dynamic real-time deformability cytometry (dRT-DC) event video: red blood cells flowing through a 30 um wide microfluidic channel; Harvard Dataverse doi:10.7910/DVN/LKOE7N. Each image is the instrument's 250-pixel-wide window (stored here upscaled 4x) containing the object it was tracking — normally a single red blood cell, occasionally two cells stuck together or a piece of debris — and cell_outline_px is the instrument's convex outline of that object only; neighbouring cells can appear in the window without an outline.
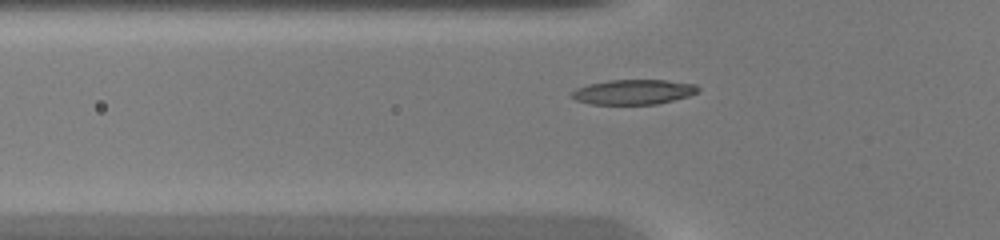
{"species": "common noctule bat (a hibernating species)", "species_latin": "Nyctalus noctula", "temperature_condition": "warm", "stored_images_in_passage": 40, "camera_frame_rate_fps": 3000, "um_per_image_px": 0.085, "animal": {"sex": "female", "body_mass_g": 20.0, "forearm_length_mm": 54.0}, "frame": {"image": 1, "passage_image": 13, "time_ms": 4.0, "image_size_px": [1000, 240], "cell_outline_px": [[700, 92], [688, 96], [656, 104], [588, 104], [576, 100], [568, 96], [576, 88], [588, 84], [608, 80], [664, 80], [696, 84], [700, 88]], "centroid_in_image_um": [53.82, 7.81], "position_along_channel_um": 72.0, "area_um2": 18.44}}
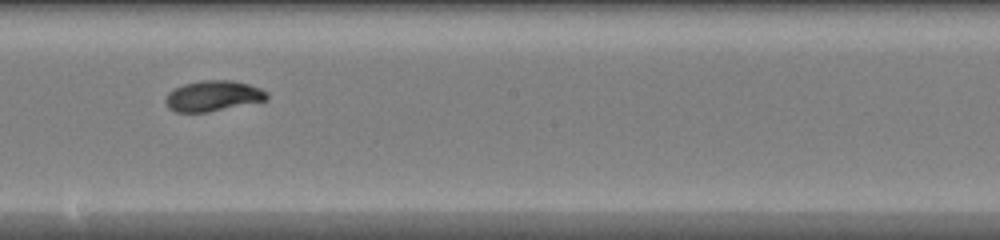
{"frame": {"image": 2, "passage_image": 24, "time_ms": 7.667, "image_size_px": [1000, 240], "cell_outline_px": [[268, 100], [208, 112], [176, 112], [168, 108], [164, 100], [168, 92], [184, 84], [200, 80], [232, 80], [248, 84], [260, 88], [268, 92]], "centroid_in_image_um": [18.11, 8.15], "position_along_channel_um": 230.1, "area_um2": 18.15}}
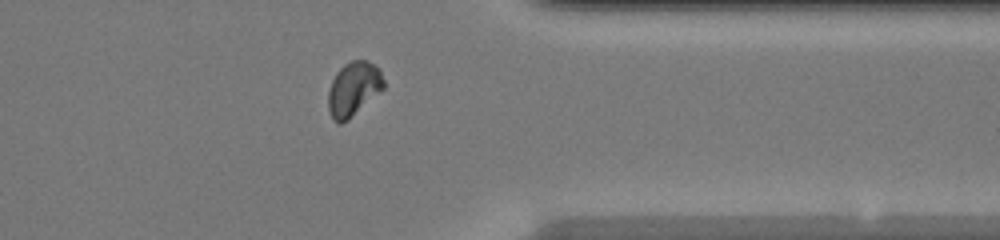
{"frame": {"image": 3, "passage_image": 35, "time_ms": 11.333, "image_size_px": [1000, 240], "cell_outline_px": [[384, 88], [348, 120], [340, 124], [332, 120], [328, 112], [328, 92], [332, 80], [336, 72], [344, 64], [352, 60], [364, 60], [380, 68], [384, 80]], "centroid_in_image_um": [30.03, 7.57], "position_along_channel_um": 381.4, "area_um2": 17.57}}